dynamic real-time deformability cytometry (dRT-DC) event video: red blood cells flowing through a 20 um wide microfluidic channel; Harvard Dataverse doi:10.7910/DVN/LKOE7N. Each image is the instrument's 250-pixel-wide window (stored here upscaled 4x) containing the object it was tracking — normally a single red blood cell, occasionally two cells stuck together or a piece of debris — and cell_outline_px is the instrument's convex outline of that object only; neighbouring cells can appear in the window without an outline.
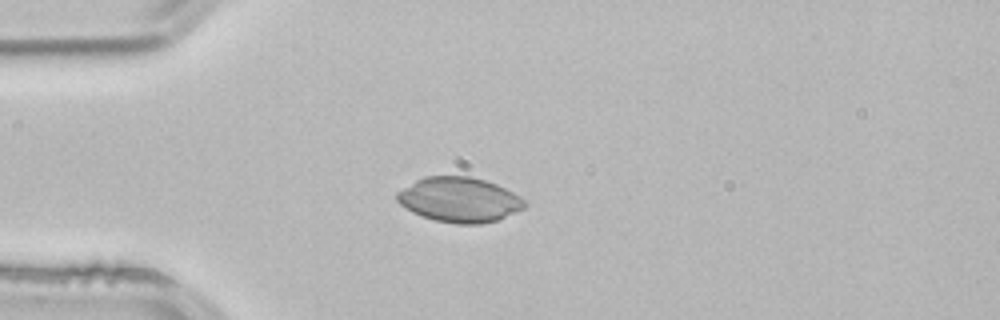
{"species": "common noctule bat (a hibernating species)", "species_latin": "Nyctalus noctula", "temperature_condition": "room temperature", "stored_images_in_passage": 1, "camera_frame_rate_fps": 3000, "um_per_image_px": 0.085, "animal": {"sex": "male", "body_mass_g": 21.5, "forearm_length_mm": 52.0}, "frame": {"image": 1, "passage_image": 1, "time_ms": 0.0, "image_size_px": [1000, 320], "cell_outline_px": [[528, 204], [524, 208], [496, 220], [480, 224], [456, 224], [436, 220], [412, 212], [400, 204], [396, 200], [396, 192], [416, 180], [424, 176], [468, 176], [484, 180], [496, 184], [520, 196]], "centroid_in_image_um": [39.03, 16.97], "position_along_channel_um": 46.0, "area_um2": 33.18}}